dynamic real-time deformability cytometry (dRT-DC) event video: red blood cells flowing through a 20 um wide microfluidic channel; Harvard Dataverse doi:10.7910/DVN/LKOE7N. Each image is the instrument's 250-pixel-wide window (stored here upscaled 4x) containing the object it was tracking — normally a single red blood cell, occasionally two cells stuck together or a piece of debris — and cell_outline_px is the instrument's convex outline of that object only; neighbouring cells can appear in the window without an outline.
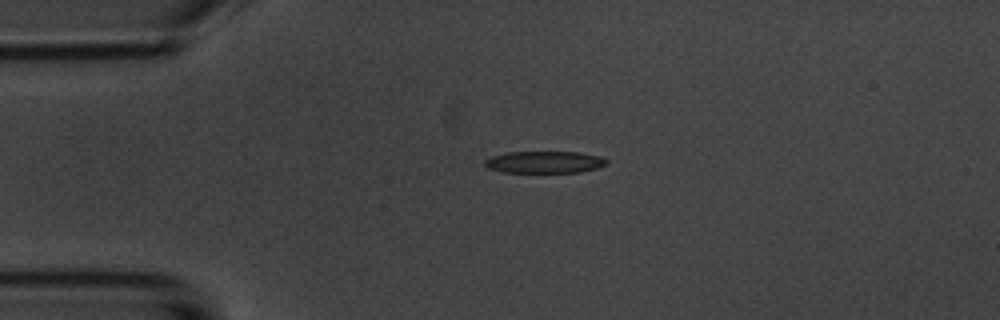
{"species": "common noctule bat (a hibernating species)", "species_latin": "Nyctalus noctula", "temperature_condition": "room temperature", "stored_images_in_passage": 2, "camera_frame_rate_fps": 3000, "um_per_image_px": 0.085, "animal": {"sex": "male", "body_mass_g": 20.1, "forearm_length_mm": 53.5}, "frame": {"image": 1, "passage_image": 1, "time_ms": 0.0, "image_size_px": [1000, 320], "cell_outline_px": [[608, 164], [596, 168], [580, 172], [500, 172], [488, 168], [484, 164], [484, 160], [492, 156], [508, 152], [580, 152], [600, 156], [608, 160]], "centroid_in_image_um": [46.29, 13.78], "position_along_channel_um": 38.7, "area_um2": 15.61}}